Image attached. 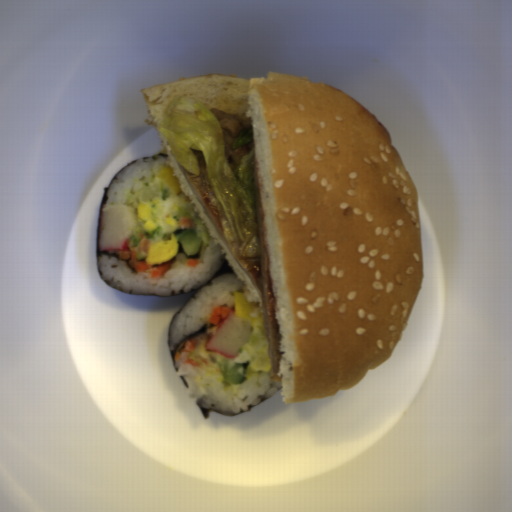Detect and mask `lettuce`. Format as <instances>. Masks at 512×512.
<instances>
[{"label": "lettuce", "instance_id": "obj_1", "mask_svg": "<svg viewBox=\"0 0 512 512\" xmlns=\"http://www.w3.org/2000/svg\"><path fill=\"white\" fill-rule=\"evenodd\" d=\"M159 131L177 164L200 176L198 159L204 157L206 180L216 195L233 238L241 243L240 257L262 255L255 185V144L233 170L227 162L223 129L214 113L195 99L173 96L163 111Z\"/></svg>", "mask_w": 512, "mask_h": 512}, {"label": "lettuce", "instance_id": "obj_2", "mask_svg": "<svg viewBox=\"0 0 512 512\" xmlns=\"http://www.w3.org/2000/svg\"><path fill=\"white\" fill-rule=\"evenodd\" d=\"M254 139V132H253V125L250 127L245 128L241 132L238 133L236 139L231 144V149L238 148L240 146H243Z\"/></svg>", "mask_w": 512, "mask_h": 512}]
</instances>
